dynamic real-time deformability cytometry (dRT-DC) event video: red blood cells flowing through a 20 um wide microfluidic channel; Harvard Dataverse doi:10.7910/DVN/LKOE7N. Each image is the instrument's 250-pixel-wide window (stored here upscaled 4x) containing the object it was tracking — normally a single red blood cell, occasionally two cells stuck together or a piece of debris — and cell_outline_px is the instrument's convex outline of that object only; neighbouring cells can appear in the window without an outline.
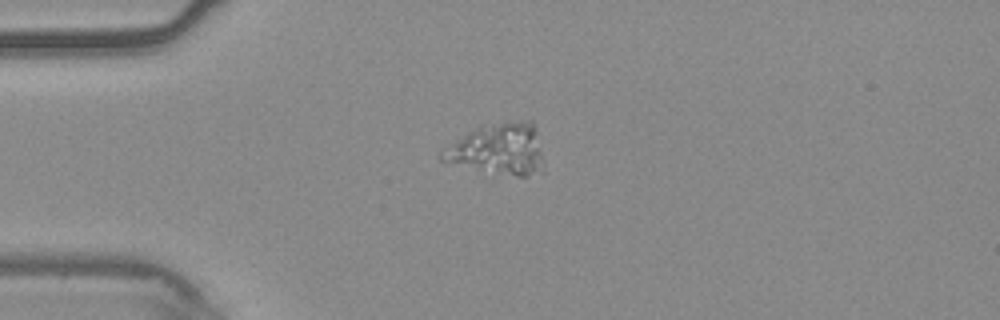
{"species": "common noctule bat (a hibernating species)", "species_latin": "Nyctalus noctula", "temperature_condition": "warm", "stored_images_in_passage": 41, "camera_frame_rate_fps": 3000, "um_per_image_px": 0.085, "animal": {"sex": "male", "body_mass_g": 20.4}, "frame": {"image": 1, "passage_image": 1, "time_ms": 0.0, "image_size_px": [1000, 320], "cell_outline_px": [[544, 172], [528, 176], [516, 176], [440, 160], [440, 152], [444, 148], [480, 124], [528, 120], [532, 120], [536, 124], [544, 164]], "centroid_in_image_um": [42.44, 12.64], "position_along_channel_um": 42.6, "area_um2": 30.29}}
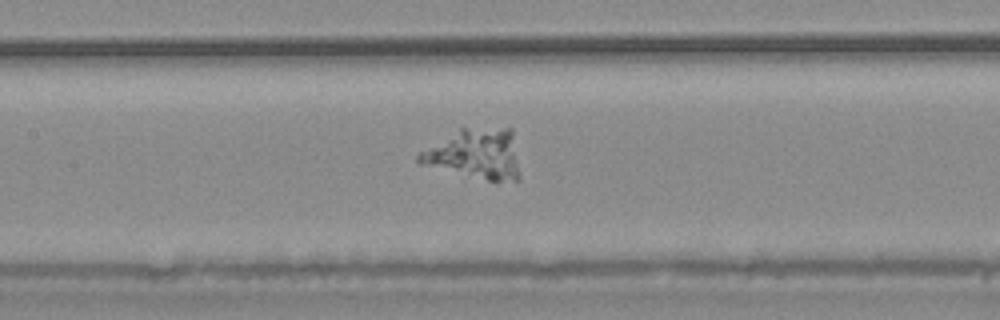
{"frame": {"image": 2, "passage_image": 13, "time_ms": 4.0, "image_size_px": [1000, 320], "cell_outline_px": [[516, 180], [488, 180], [420, 164], [416, 160], [416, 156], [420, 152], [464, 124], [512, 128], [516, 168]], "centroid_in_image_um": [40.32, 12.99], "position_along_channel_um": 167.1, "area_um2": 29.3}}
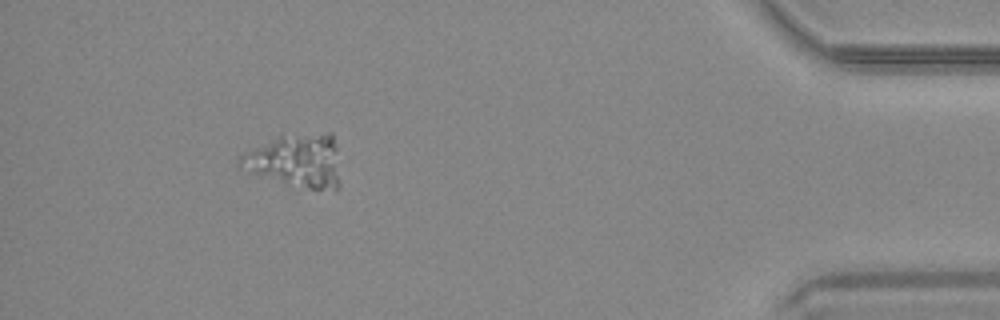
{"frame": {"image": 3, "passage_image": 37, "time_ms": 12.0, "image_size_px": [1000, 320], "cell_outline_px": [[340, 188], [312, 188], [240, 172], [236, 168], [236, 160], [244, 152], [280, 132], [332, 132], [336, 148], [340, 184]], "centroid_in_image_um": [25.05, 13.57], "position_along_channel_um": 410.2, "area_um2": 32.19}}